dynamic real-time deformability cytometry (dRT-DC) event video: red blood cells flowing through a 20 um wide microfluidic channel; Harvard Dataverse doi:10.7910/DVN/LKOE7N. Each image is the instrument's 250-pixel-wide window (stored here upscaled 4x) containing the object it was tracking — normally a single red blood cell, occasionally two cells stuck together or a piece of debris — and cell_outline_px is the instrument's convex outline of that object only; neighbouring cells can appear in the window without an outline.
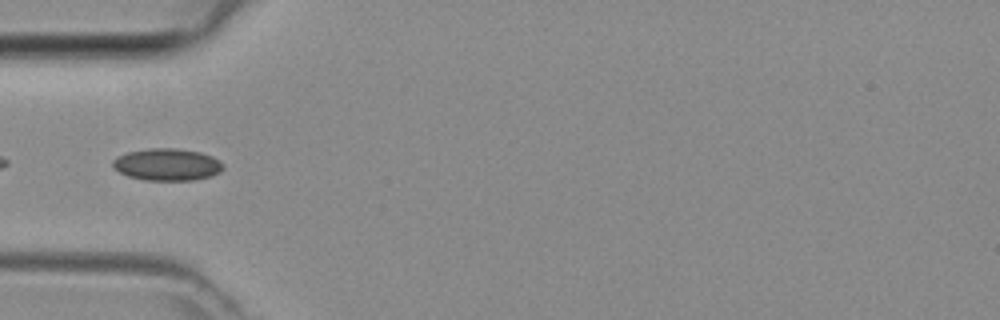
{"species": "common noctule bat (a hibernating species)", "species_latin": "Nyctalus noctula", "temperature_condition": "room temperature", "stored_images_in_passage": 37, "camera_frame_rate_fps": 3000, "um_per_image_px": 0.085, "animal": {"sex": "female", "body_mass_g": 29.2, "forearm_length_mm": 56.3}, "frame": {"image": 1, "passage_image": 6, "time_ms": 1.667, "image_size_px": [1000, 320], "cell_outline_px": [[220, 168], [216, 172], [208, 176], [188, 180], [152, 180], [132, 176], [120, 172], [112, 164], [120, 156], [132, 152], [196, 152], [208, 156], [216, 160], [220, 164]], "centroid_in_image_um": [14.18, 14.06], "position_along_channel_um": 70.8, "area_um2": 17.98}}
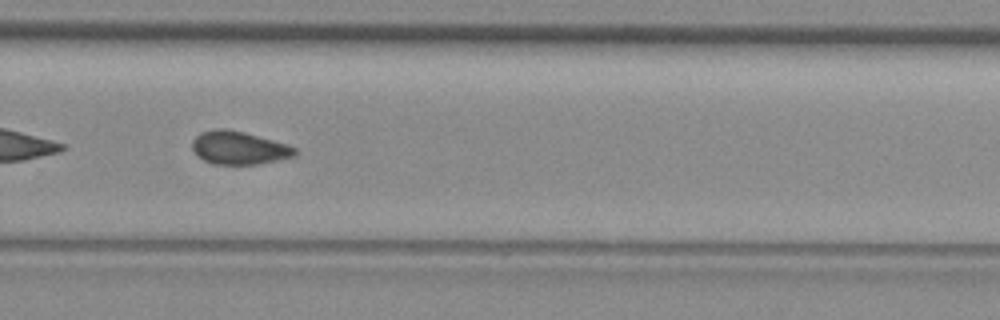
{"frame": {"image": 2, "passage_image": 22, "time_ms": 7.0, "image_size_px": [1000, 320], "cell_outline_px": [[296, 152], [288, 156], [272, 160], [252, 164], [220, 164], [204, 160], [192, 148], [192, 144], [196, 136], [204, 132], [240, 132], [284, 144], [296, 148]], "centroid_in_image_um": [20.27, 12.61], "position_along_channel_um": 309.5, "area_um2": 17.92}}
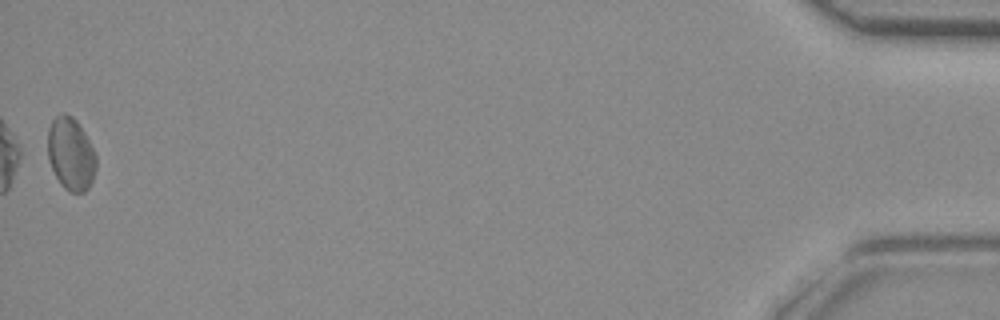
{"frame": {"image": 3, "passage_image": 37, "time_ms": 12.0, "image_size_px": [1000, 320], "cell_outline_px": [[96, 164], [92, 180], [88, 188], [84, 192], [72, 192], [56, 176], [52, 168], [48, 156], [48, 132], [52, 120], [56, 116], [68, 116], [76, 120], [92, 148], [96, 156]], "centroid_in_image_um": [6.02, 13.1], "position_along_channel_um": 429.2, "area_um2": 19.54}}